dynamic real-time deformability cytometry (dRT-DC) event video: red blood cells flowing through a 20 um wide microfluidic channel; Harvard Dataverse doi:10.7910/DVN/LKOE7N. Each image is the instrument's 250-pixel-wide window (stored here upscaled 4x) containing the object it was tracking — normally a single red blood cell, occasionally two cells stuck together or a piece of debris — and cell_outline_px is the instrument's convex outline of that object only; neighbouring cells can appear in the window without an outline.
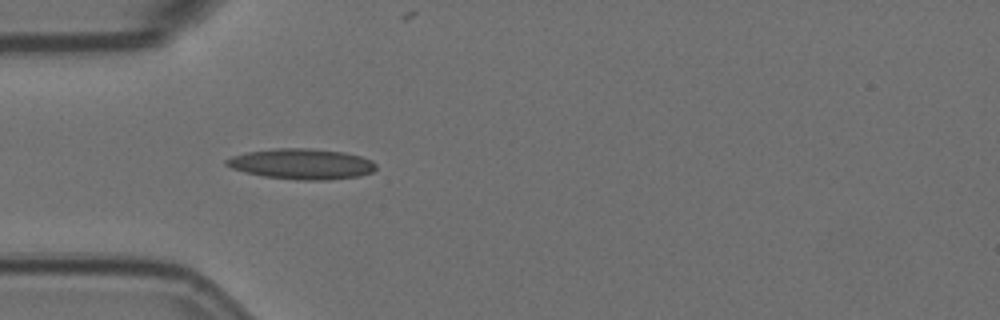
{"species": "Egyptian fruit bat (a non-hibernating species)", "species_latin": "Rousettus aegyptiacus", "temperature_condition": "room temperature", "stored_images_in_passage": 5, "camera_frame_rate_fps": 3000, "um_per_image_px": 0.085, "animal": {"sex": "female"}, "frame": {"image": 1, "passage_image": 5, "time_ms": 1.333, "image_size_px": [1000, 320], "cell_outline_px": [[376, 168], [372, 172], [360, 176], [324, 180], [296, 180], [264, 176], [244, 172], [232, 168], [224, 164], [224, 160], [232, 156], [244, 152], [276, 148], [308, 148], [344, 152], [360, 156], [372, 160], [376, 164]], "centroid_in_image_um": [25.62, 13.93], "position_along_channel_um": 59.4, "area_um2": 26.76}}